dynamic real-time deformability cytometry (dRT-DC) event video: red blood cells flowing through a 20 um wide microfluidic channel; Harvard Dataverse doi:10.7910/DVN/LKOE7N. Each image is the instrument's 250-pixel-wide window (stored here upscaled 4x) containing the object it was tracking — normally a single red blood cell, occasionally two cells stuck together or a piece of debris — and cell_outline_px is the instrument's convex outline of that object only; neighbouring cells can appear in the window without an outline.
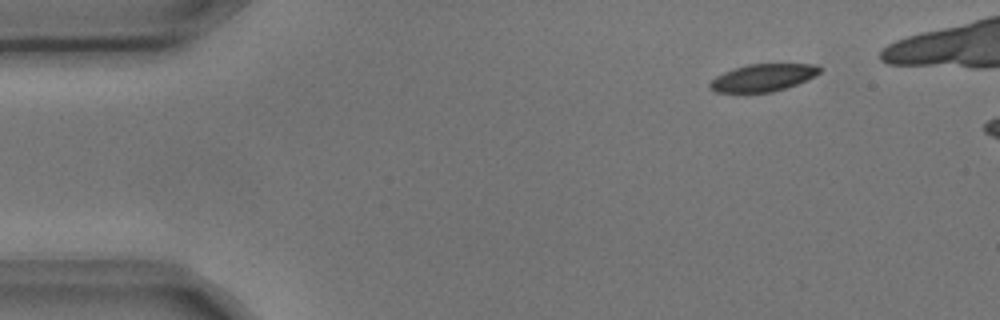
{"species": "common noctule bat (a hibernating species)", "species_latin": "Nyctalus noctula", "temperature_condition": "cold", "stored_images_in_passage": 2, "segment_of_instrument_passage": [2, 2], "camera_frame_rate_fps": 3000, "um_per_image_px": 0.085, "animal": {"sex": "male", "body_mass_g": 17.9, "forearm_length_mm": 54.2}, "frame": {"image": 1, "passage_image": 2, "time_ms": 0.333, "image_size_px": [1000, 320], "cell_outline_px": [[820, 72], [816, 76], [808, 80], [772, 92], [716, 92], [708, 88], [708, 84], [716, 76], [724, 72], [748, 64], [816, 64], [820, 68]], "centroid_in_image_um": [64.85, 6.6], "position_along_channel_um": 20.1, "area_um2": 17.4}}